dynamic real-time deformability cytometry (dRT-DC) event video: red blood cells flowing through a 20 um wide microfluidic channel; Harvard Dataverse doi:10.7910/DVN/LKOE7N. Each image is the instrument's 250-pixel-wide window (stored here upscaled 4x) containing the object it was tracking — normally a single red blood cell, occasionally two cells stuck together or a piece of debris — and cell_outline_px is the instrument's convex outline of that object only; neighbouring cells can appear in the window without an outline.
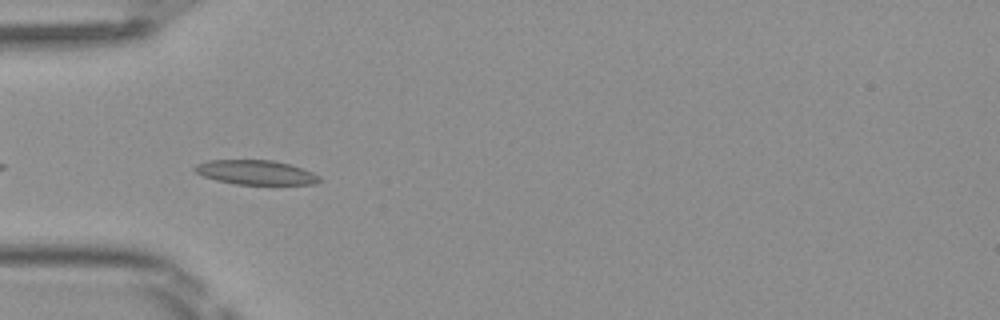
{"species": "Egyptian fruit bat (a non-hibernating species)", "species_latin": "Rousettus aegyptiacus", "temperature_condition": "room temperature", "stored_images_in_passage": 26, "camera_frame_rate_fps": 3000, "um_per_image_px": 0.085, "frame": {"image": 1, "passage_image": 3, "time_ms": 0.667, "image_size_px": [1000, 320], "cell_outline_px": [[320, 180], [316, 184], [236, 184], [216, 180], [204, 176], [196, 172], [192, 168], [196, 164], [208, 160], [272, 160], [288, 164], [312, 172], [320, 176]], "centroid_in_image_um": [21.71, 14.65], "position_along_channel_um": 63.3, "area_um2": 17.57}}
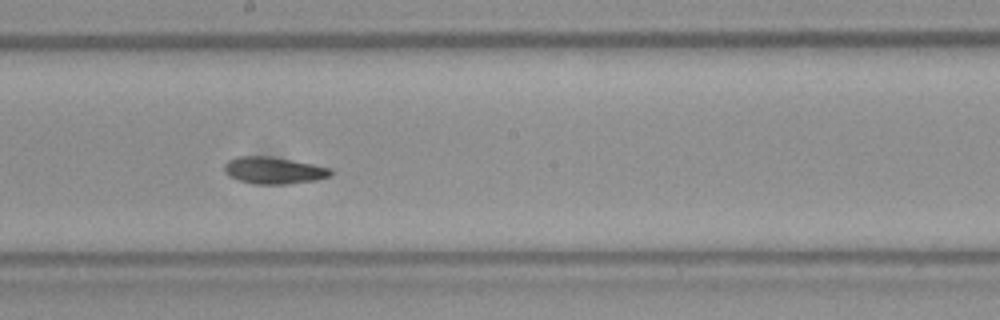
{"frame": {"image": 2, "passage_image": 15, "time_ms": 4.667, "image_size_px": [1000, 320], "cell_outline_px": [[332, 176], [316, 180], [288, 184], [256, 184], [240, 180], [228, 176], [224, 172], [224, 164], [228, 160], [236, 156], [268, 156], [312, 164], [332, 168]], "centroid_in_image_um": [23.26, 14.48], "position_along_channel_um": 224.9, "area_um2": 16.7}}
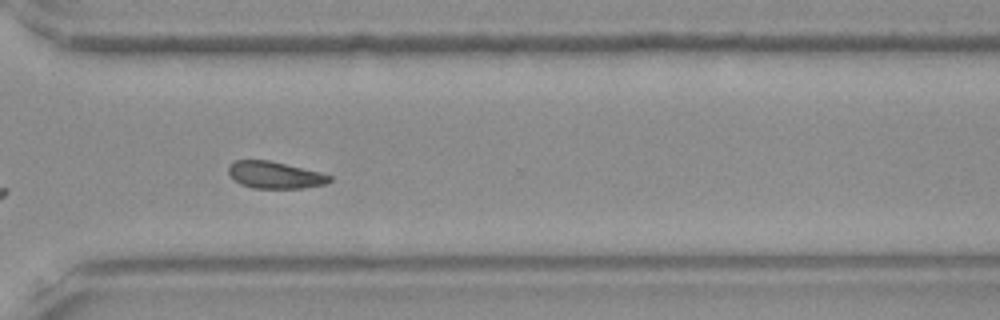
{"frame": {"image": 3, "passage_image": 24, "time_ms": 7.667, "image_size_px": [1000, 320], "cell_outline_px": [[332, 180], [324, 184], [300, 188], [252, 188], [240, 184], [228, 172], [228, 164], [236, 160], [268, 160], [320, 172], [332, 176]], "centroid_in_image_um": [23.35, 14.87], "position_along_channel_um": 347.3, "area_um2": 15.72}, "authors_computed_cell_mechanics": {"area_um2": 16.6464, "velocity_mm_per_s": 4.0804, "shape_relaxation_time_tau1_ms": null, "shape_relaxation_time_tau2_ms": 6.9398, "deformation_change_tau1": null, "deformation_change_tau2": 0.1418}}